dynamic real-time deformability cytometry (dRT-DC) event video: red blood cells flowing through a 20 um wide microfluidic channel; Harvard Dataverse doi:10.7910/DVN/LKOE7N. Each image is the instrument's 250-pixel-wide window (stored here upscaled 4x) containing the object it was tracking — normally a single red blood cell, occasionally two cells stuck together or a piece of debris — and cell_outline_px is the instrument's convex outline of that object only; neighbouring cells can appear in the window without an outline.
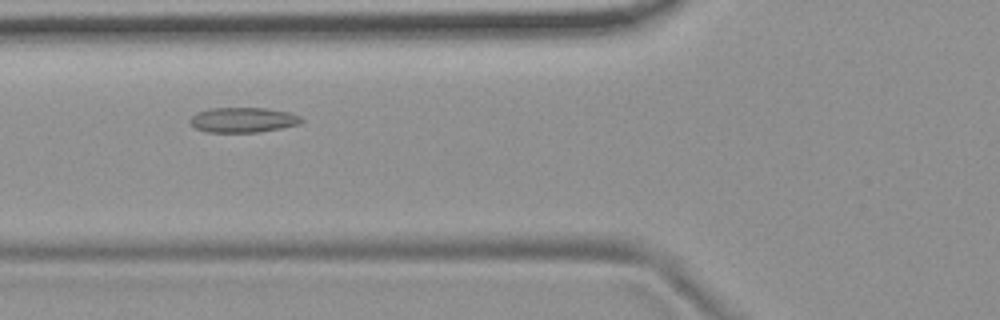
{"species": "common noctule bat (a hibernating species)", "species_latin": "Nyctalus noctula", "temperature_condition": "room temperature", "stored_images_in_passage": 6, "camera_frame_rate_fps": 3000, "um_per_image_px": 0.085, "animal": {"sex": "female", "body_mass_g": 19.9}, "frame": {"image": 1, "passage_image": 4, "time_ms": 1.0, "image_size_px": [1000, 320], "cell_outline_px": [[304, 120], [300, 124], [260, 132], [204, 132], [196, 128], [188, 120], [196, 112], [208, 108], [264, 108], [288, 112], [300, 116]], "centroid_in_image_um": [20.64, 10.19], "position_along_channel_um": 105.2, "area_um2": 16.3}}
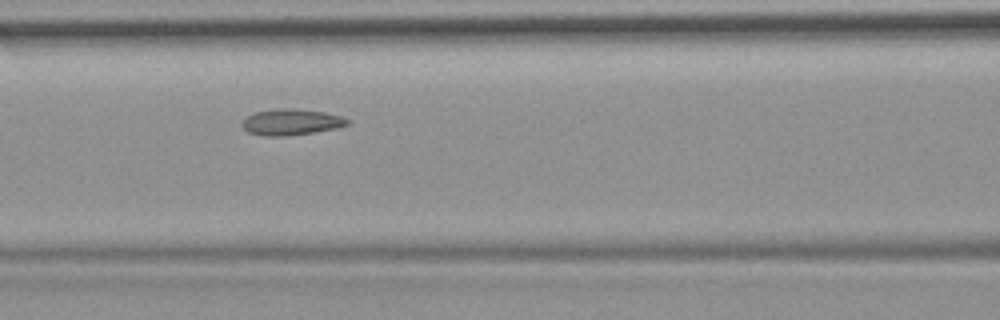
{"frame": {"image": 2, "passage_image": 5, "time_ms": 1.333, "image_size_px": [1000, 320], "cell_outline_px": [[348, 124], [336, 128], [288, 136], [264, 136], [248, 132], [240, 124], [248, 116], [256, 112], [276, 108], [296, 108], [324, 112], [340, 116], [348, 120]], "centroid_in_image_um": [24.72, 10.37], "position_along_channel_um": 141.9, "area_um2": 15.9}}
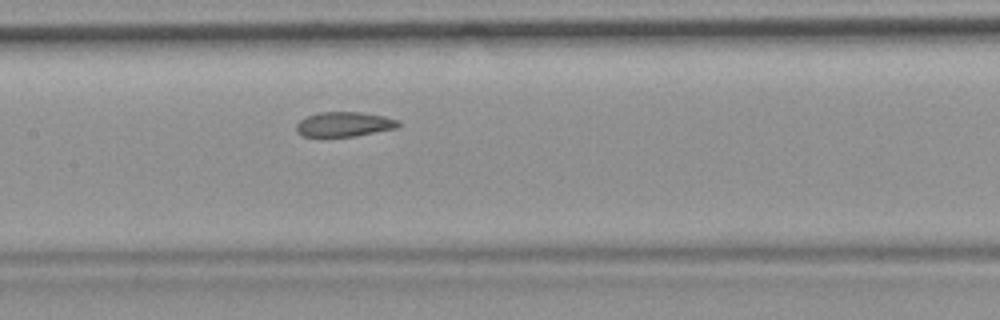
{"frame": {"image": 3, "passage_image": 6, "time_ms": 1.667, "image_size_px": [1000, 320], "cell_outline_px": [[400, 124], [396, 128], [356, 136], [300, 136], [296, 132], [296, 124], [300, 120], [308, 116], [320, 112], [360, 112], [384, 116], [400, 120]], "centroid_in_image_um": [29.25, 10.56], "position_along_channel_um": 178.1, "area_um2": 14.68}}